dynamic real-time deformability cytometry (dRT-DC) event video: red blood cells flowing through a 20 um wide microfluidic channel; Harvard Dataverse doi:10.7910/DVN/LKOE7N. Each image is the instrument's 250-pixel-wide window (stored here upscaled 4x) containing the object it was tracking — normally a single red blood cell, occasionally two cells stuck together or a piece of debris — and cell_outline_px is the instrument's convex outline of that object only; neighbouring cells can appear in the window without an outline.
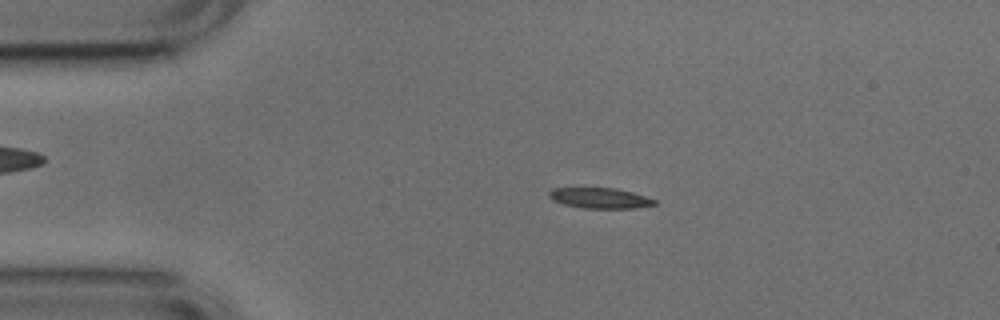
{"species": "common noctule bat (a hibernating species)", "species_latin": "Nyctalus noctula", "temperature_condition": "cold", "stored_images_in_passage": 52, "camera_frame_rate_fps": 3000, "um_per_image_px": 0.085, "animal": {"sex": "male", "body_mass_g": 17.9, "forearm_length_mm": 54.2}, "frame": {"image": 1, "passage_image": 10, "time_ms": 3.0, "image_size_px": [1000, 320], "cell_outline_px": [[656, 204], [632, 208], [584, 208], [564, 204], [552, 200], [548, 196], [548, 192], [552, 188], [616, 188], [632, 192], [656, 200]], "centroid_in_image_um": [50.95, 16.83], "position_along_channel_um": 34.0, "area_um2": 12.48}}
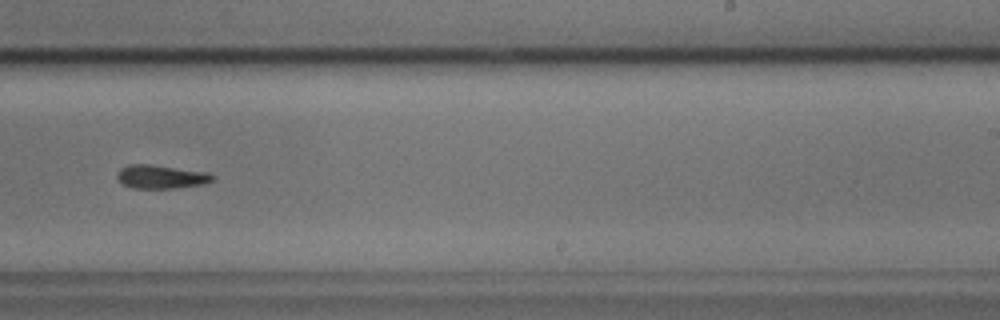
{"frame": {"image": 2, "passage_image": 32, "time_ms": 10.333, "image_size_px": [1000, 320], "cell_outline_px": [[212, 180], [204, 184], [172, 188], [132, 188], [116, 180], [116, 172], [120, 168], [128, 164], [148, 164], [204, 172], [212, 176]], "centroid_in_image_um": [13.57, 15.02], "position_along_channel_um": 275.4, "area_um2": 12.89}}
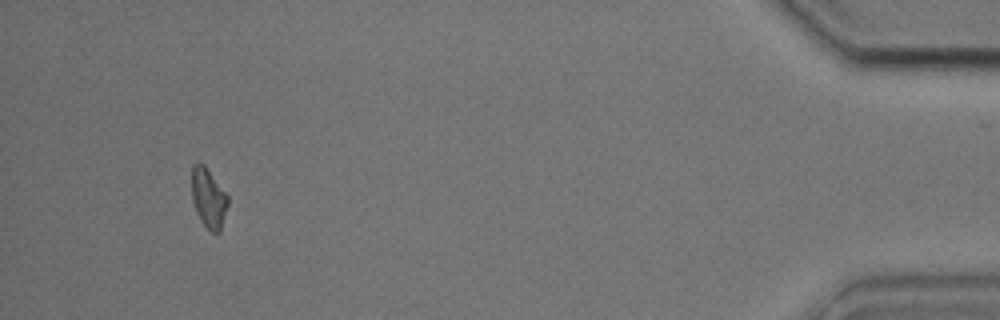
{"frame": {"image": 3, "passage_image": 49, "time_ms": 16.0, "image_size_px": [1000, 320], "cell_outline_px": [[228, 204], [220, 232], [212, 232], [200, 220], [196, 212], [192, 200], [192, 164], [204, 164], [228, 196]], "centroid_in_image_um": [17.72, 16.84], "position_along_channel_um": 417.5, "area_um2": 12.37}, "authors_computed_cell_mechanics": {"area_um2": 13.1206, "velocity_mm_per_s": 3.7822, "shape_relaxation_time_tau1_ms": 5.2332, "shape_relaxation_time_tau2_ms": 5.6816, "deformation_change_tau1": 0.1385, "deformation_change_tau2": 0.1666}}